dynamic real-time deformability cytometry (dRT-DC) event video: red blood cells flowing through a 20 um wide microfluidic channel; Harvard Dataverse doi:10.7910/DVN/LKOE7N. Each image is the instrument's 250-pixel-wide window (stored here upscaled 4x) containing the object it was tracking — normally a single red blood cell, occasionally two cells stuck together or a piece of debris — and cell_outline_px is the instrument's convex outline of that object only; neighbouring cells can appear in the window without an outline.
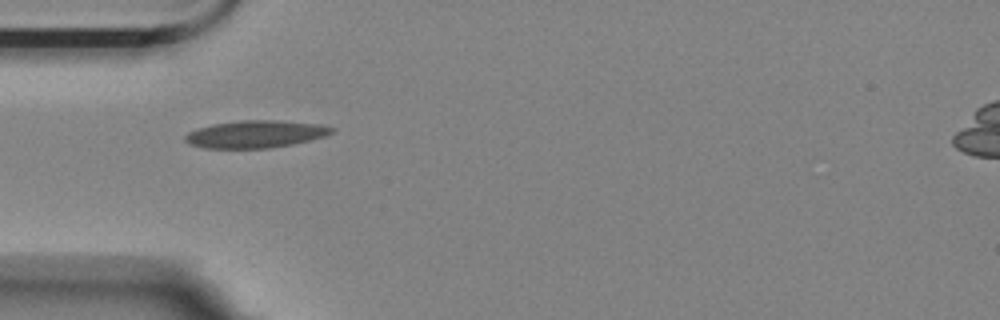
{"species": "Egyptian fruit bat (a non-hibernating species)", "species_latin": "Rousettus aegyptiacus", "temperature_condition": "room temperature", "stored_images_in_passage": 2, "camera_frame_rate_fps": 3000, "um_per_image_px": 0.085, "animal": {"sex": "female"}, "frame": {"image": 1, "passage_image": 1, "time_ms": 0.0, "image_size_px": [1000, 320], "cell_outline_px": [[336, 128], [332, 132], [324, 136], [292, 144], [268, 148], [204, 148], [188, 144], [184, 140], [184, 136], [188, 132], [196, 128], [212, 124], [240, 120], [272, 120], [320, 124]], "centroid_in_image_um": [21.66, 11.4], "position_along_channel_um": 63.3, "area_um2": 23.35}}
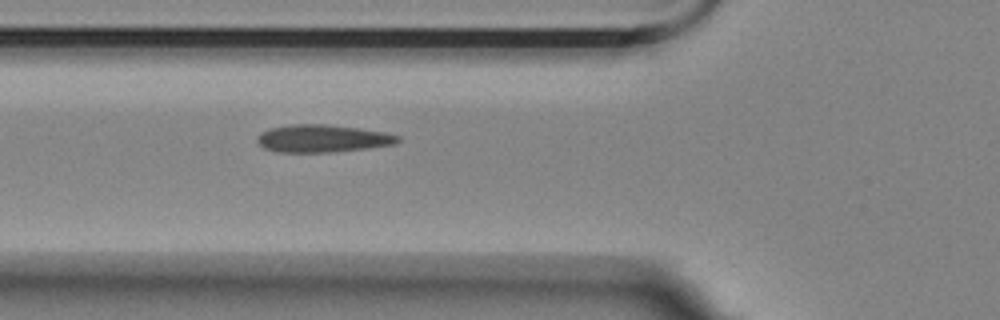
{"frame": {"image": 2, "passage_image": 2, "time_ms": 0.333, "image_size_px": [1000, 320], "cell_outline_px": [[400, 140], [396, 144], [368, 148], [336, 152], [276, 152], [264, 148], [256, 140], [256, 136], [260, 132], [268, 128], [292, 124], [324, 124], [356, 128], [384, 132], [400, 136]], "centroid_in_image_um": [27.38, 11.77], "position_along_channel_um": 98.4, "area_um2": 22.72}}